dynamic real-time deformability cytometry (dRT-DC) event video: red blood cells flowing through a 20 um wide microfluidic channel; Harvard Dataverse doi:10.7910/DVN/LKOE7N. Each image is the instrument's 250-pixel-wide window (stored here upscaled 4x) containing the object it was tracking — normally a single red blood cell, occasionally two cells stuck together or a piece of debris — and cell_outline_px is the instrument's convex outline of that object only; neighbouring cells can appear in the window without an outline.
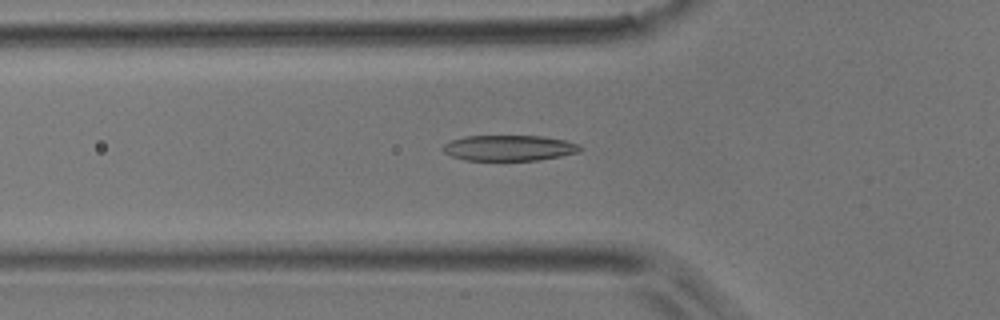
{"species": "common noctule bat (a hibernating species)", "species_latin": "Nyctalus noctula", "temperature_condition": "room temperature", "stored_images_in_passage": 41, "camera_frame_rate_fps": 3000, "um_per_image_px": 0.085, "animal": {"sex": "male", "body_mass_g": 17.9}, "frame": {"image": 1, "passage_image": 12, "time_ms": 3.667, "image_size_px": [1000, 320], "cell_outline_px": [[584, 148], [580, 152], [540, 160], [464, 160], [452, 156], [444, 152], [440, 148], [444, 144], [452, 140], [464, 136], [540, 136], [564, 140], [580, 144]], "centroid_in_image_um": [43.29, 12.58], "position_along_channel_um": 82.5, "area_um2": 20.58}}
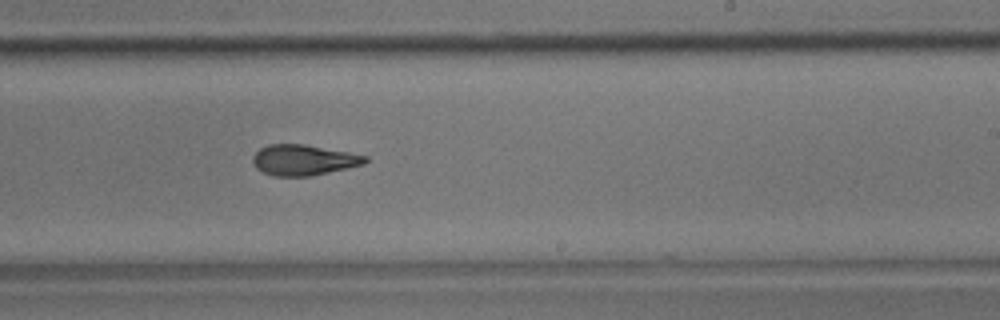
{"frame": {"image": 2, "passage_image": 24, "time_ms": 7.667, "image_size_px": [1000, 320], "cell_outline_px": [[368, 160], [364, 164], [348, 168], [308, 176], [272, 176], [256, 168], [252, 160], [252, 156], [260, 148], [268, 144], [304, 144], [348, 152], [368, 156]], "centroid_in_image_um": [25.79, 13.59], "position_along_channel_um": 263.2, "area_um2": 20.0}}
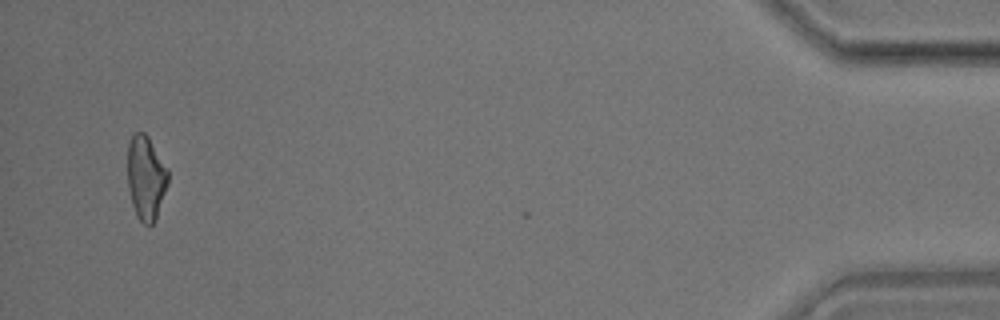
{"frame": {"image": 3, "passage_image": 40, "time_ms": 13.0, "image_size_px": [1000, 320], "cell_outline_px": [[168, 184], [156, 220], [152, 224], [144, 224], [136, 216], [132, 204], [128, 188], [128, 144], [132, 136], [136, 132], [144, 132], [148, 136], [168, 168]], "centroid_in_image_um": [12.41, 15.12], "position_along_channel_um": 422.8, "area_um2": 19.94}}